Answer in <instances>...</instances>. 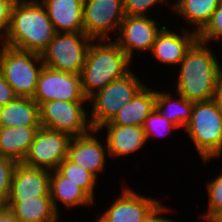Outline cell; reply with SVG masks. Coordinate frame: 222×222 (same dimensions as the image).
Listing matches in <instances>:
<instances>
[{"label":"cell","mask_w":222,"mask_h":222,"mask_svg":"<svg viewBox=\"0 0 222 222\" xmlns=\"http://www.w3.org/2000/svg\"><path fill=\"white\" fill-rule=\"evenodd\" d=\"M56 33L40 0H16L4 45L42 54Z\"/></svg>","instance_id":"1"},{"label":"cell","mask_w":222,"mask_h":222,"mask_svg":"<svg viewBox=\"0 0 222 222\" xmlns=\"http://www.w3.org/2000/svg\"><path fill=\"white\" fill-rule=\"evenodd\" d=\"M216 56L208 43L197 39L178 65L176 93L193 102L212 100L221 68Z\"/></svg>","instance_id":"2"},{"label":"cell","mask_w":222,"mask_h":222,"mask_svg":"<svg viewBox=\"0 0 222 222\" xmlns=\"http://www.w3.org/2000/svg\"><path fill=\"white\" fill-rule=\"evenodd\" d=\"M109 40H93L87 51L80 73L82 91L87 99L131 71V59L114 41Z\"/></svg>","instance_id":"3"},{"label":"cell","mask_w":222,"mask_h":222,"mask_svg":"<svg viewBox=\"0 0 222 222\" xmlns=\"http://www.w3.org/2000/svg\"><path fill=\"white\" fill-rule=\"evenodd\" d=\"M204 163L222 156V106L214 99L194 102L185 128Z\"/></svg>","instance_id":"4"},{"label":"cell","mask_w":222,"mask_h":222,"mask_svg":"<svg viewBox=\"0 0 222 222\" xmlns=\"http://www.w3.org/2000/svg\"><path fill=\"white\" fill-rule=\"evenodd\" d=\"M43 67L41 54L0 45V71L17 96H34Z\"/></svg>","instance_id":"5"},{"label":"cell","mask_w":222,"mask_h":222,"mask_svg":"<svg viewBox=\"0 0 222 222\" xmlns=\"http://www.w3.org/2000/svg\"><path fill=\"white\" fill-rule=\"evenodd\" d=\"M145 84L133 71L120 79L109 83L105 88L92 95L88 101L92 104L89 120L92 129L98 130L130 102Z\"/></svg>","instance_id":"6"},{"label":"cell","mask_w":222,"mask_h":222,"mask_svg":"<svg viewBox=\"0 0 222 222\" xmlns=\"http://www.w3.org/2000/svg\"><path fill=\"white\" fill-rule=\"evenodd\" d=\"M92 41L84 32H57L42 52V61L55 70L80 74Z\"/></svg>","instance_id":"7"},{"label":"cell","mask_w":222,"mask_h":222,"mask_svg":"<svg viewBox=\"0 0 222 222\" xmlns=\"http://www.w3.org/2000/svg\"><path fill=\"white\" fill-rule=\"evenodd\" d=\"M84 105L86 102L58 100L43 102L39 105L40 125L71 137L85 135L92 130V127Z\"/></svg>","instance_id":"8"},{"label":"cell","mask_w":222,"mask_h":222,"mask_svg":"<svg viewBox=\"0 0 222 222\" xmlns=\"http://www.w3.org/2000/svg\"><path fill=\"white\" fill-rule=\"evenodd\" d=\"M72 137L57 130L40 127L22 163L29 167L56 170L68 157Z\"/></svg>","instance_id":"9"},{"label":"cell","mask_w":222,"mask_h":222,"mask_svg":"<svg viewBox=\"0 0 222 222\" xmlns=\"http://www.w3.org/2000/svg\"><path fill=\"white\" fill-rule=\"evenodd\" d=\"M125 18L123 0H84V33L93 40H108L111 31L118 33Z\"/></svg>","instance_id":"10"},{"label":"cell","mask_w":222,"mask_h":222,"mask_svg":"<svg viewBox=\"0 0 222 222\" xmlns=\"http://www.w3.org/2000/svg\"><path fill=\"white\" fill-rule=\"evenodd\" d=\"M38 105L47 101L89 102L82 91L80 74L43 67L32 97Z\"/></svg>","instance_id":"11"},{"label":"cell","mask_w":222,"mask_h":222,"mask_svg":"<svg viewBox=\"0 0 222 222\" xmlns=\"http://www.w3.org/2000/svg\"><path fill=\"white\" fill-rule=\"evenodd\" d=\"M96 219L97 222H147L162 205L131 188H122L120 196Z\"/></svg>","instance_id":"12"},{"label":"cell","mask_w":222,"mask_h":222,"mask_svg":"<svg viewBox=\"0 0 222 222\" xmlns=\"http://www.w3.org/2000/svg\"><path fill=\"white\" fill-rule=\"evenodd\" d=\"M159 24V21L149 16L125 15L118 33H114L117 35L114 42L133 60L134 50L151 52L153 43L162 30L157 26Z\"/></svg>","instance_id":"13"},{"label":"cell","mask_w":222,"mask_h":222,"mask_svg":"<svg viewBox=\"0 0 222 222\" xmlns=\"http://www.w3.org/2000/svg\"><path fill=\"white\" fill-rule=\"evenodd\" d=\"M51 171L17 163L7 203H18L38 196H50Z\"/></svg>","instance_id":"14"},{"label":"cell","mask_w":222,"mask_h":222,"mask_svg":"<svg viewBox=\"0 0 222 222\" xmlns=\"http://www.w3.org/2000/svg\"><path fill=\"white\" fill-rule=\"evenodd\" d=\"M100 133L92 129L89 133L72 137L68 147V159L83 169L88 170L97 178V173L102 172L108 156L107 144H101L95 135ZM106 148V149H105Z\"/></svg>","instance_id":"15"},{"label":"cell","mask_w":222,"mask_h":222,"mask_svg":"<svg viewBox=\"0 0 222 222\" xmlns=\"http://www.w3.org/2000/svg\"><path fill=\"white\" fill-rule=\"evenodd\" d=\"M151 50L152 56L164 65L178 66L184 59L186 52L198 39V34L192 30L182 28V34L161 26Z\"/></svg>","instance_id":"16"},{"label":"cell","mask_w":222,"mask_h":222,"mask_svg":"<svg viewBox=\"0 0 222 222\" xmlns=\"http://www.w3.org/2000/svg\"><path fill=\"white\" fill-rule=\"evenodd\" d=\"M106 128L105 141L108 157L111 159L128 156L147 143L145 132L141 126L134 125H102L98 131Z\"/></svg>","instance_id":"17"},{"label":"cell","mask_w":222,"mask_h":222,"mask_svg":"<svg viewBox=\"0 0 222 222\" xmlns=\"http://www.w3.org/2000/svg\"><path fill=\"white\" fill-rule=\"evenodd\" d=\"M54 25L56 32H84V0H40Z\"/></svg>","instance_id":"18"},{"label":"cell","mask_w":222,"mask_h":222,"mask_svg":"<svg viewBox=\"0 0 222 222\" xmlns=\"http://www.w3.org/2000/svg\"><path fill=\"white\" fill-rule=\"evenodd\" d=\"M155 100L156 90L144 85L110 122L103 125H134L142 127L144 120L155 109Z\"/></svg>","instance_id":"19"},{"label":"cell","mask_w":222,"mask_h":222,"mask_svg":"<svg viewBox=\"0 0 222 222\" xmlns=\"http://www.w3.org/2000/svg\"><path fill=\"white\" fill-rule=\"evenodd\" d=\"M40 127H0V156L23 162Z\"/></svg>","instance_id":"20"},{"label":"cell","mask_w":222,"mask_h":222,"mask_svg":"<svg viewBox=\"0 0 222 222\" xmlns=\"http://www.w3.org/2000/svg\"><path fill=\"white\" fill-rule=\"evenodd\" d=\"M50 197L55 211L60 214L58 201L64 207L75 208L76 206H91L94 200L77 184L68 181L57 169L51 171Z\"/></svg>","instance_id":"21"},{"label":"cell","mask_w":222,"mask_h":222,"mask_svg":"<svg viewBox=\"0 0 222 222\" xmlns=\"http://www.w3.org/2000/svg\"><path fill=\"white\" fill-rule=\"evenodd\" d=\"M20 222H58L60 215L55 211L50 196H38L18 203H6Z\"/></svg>","instance_id":"22"},{"label":"cell","mask_w":222,"mask_h":222,"mask_svg":"<svg viewBox=\"0 0 222 222\" xmlns=\"http://www.w3.org/2000/svg\"><path fill=\"white\" fill-rule=\"evenodd\" d=\"M41 126L39 105L31 97L17 96L2 107L0 127Z\"/></svg>","instance_id":"23"},{"label":"cell","mask_w":222,"mask_h":222,"mask_svg":"<svg viewBox=\"0 0 222 222\" xmlns=\"http://www.w3.org/2000/svg\"><path fill=\"white\" fill-rule=\"evenodd\" d=\"M176 1V2H175ZM173 0L171 9L174 13L193 25L192 31L199 34L210 22L212 14L221 0Z\"/></svg>","instance_id":"24"},{"label":"cell","mask_w":222,"mask_h":222,"mask_svg":"<svg viewBox=\"0 0 222 222\" xmlns=\"http://www.w3.org/2000/svg\"><path fill=\"white\" fill-rule=\"evenodd\" d=\"M178 99L170 92L156 91L155 110L178 128H186L190 123L193 101H189L181 94Z\"/></svg>","instance_id":"25"},{"label":"cell","mask_w":222,"mask_h":222,"mask_svg":"<svg viewBox=\"0 0 222 222\" xmlns=\"http://www.w3.org/2000/svg\"><path fill=\"white\" fill-rule=\"evenodd\" d=\"M57 170L68 181H72L81 187L93 200L95 199V184L97 178L88 170L83 169L81 166L74 164L68 158H65L58 166Z\"/></svg>","instance_id":"26"},{"label":"cell","mask_w":222,"mask_h":222,"mask_svg":"<svg viewBox=\"0 0 222 222\" xmlns=\"http://www.w3.org/2000/svg\"><path fill=\"white\" fill-rule=\"evenodd\" d=\"M215 179L207 182L208 192V210L202 214L205 221H212L218 214L222 212V172Z\"/></svg>","instance_id":"27"},{"label":"cell","mask_w":222,"mask_h":222,"mask_svg":"<svg viewBox=\"0 0 222 222\" xmlns=\"http://www.w3.org/2000/svg\"><path fill=\"white\" fill-rule=\"evenodd\" d=\"M142 128L145 132L147 142L152 136L163 137L169 134L168 132L172 129H179L172 122L162 117L155 109L144 120Z\"/></svg>","instance_id":"28"},{"label":"cell","mask_w":222,"mask_h":222,"mask_svg":"<svg viewBox=\"0 0 222 222\" xmlns=\"http://www.w3.org/2000/svg\"><path fill=\"white\" fill-rule=\"evenodd\" d=\"M16 164L15 160L0 156V208L5 207L8 201L12 174Z\"/></svg>","instance_id":"29"},{"label":"cell","mask_w":222,"mask_h":222,"mask_svg":"<svg viewBox=\"0 0 222 222\" xmlns=\"http://www.w3.org/2000/svg\"><path fill=\"white\" fill-rule=\"evenodd\" d=\"M222 38V0L212 14L210 22L198 34V39L210 45L214 40Z\"/></svg>","instance_id":"30"},{"label":"cell","mask_w":222,"mask_h":222,"mask_svg":"<svg viewBox=\"0 0 222 222\" xmlns=\"http://www.w3.org/2000/svg\"><path fill=\"white\" fill-rule=\"evenodd\" d=\"M169 2L167 0H123L125 15L147 16L156 4ZM152 7V8H151Z\"/></svg>","instance_id":"31"},{"label":"cell","mask_w":222,"mask_h":222,"mask_svg":"<svg viewBox=\"0 0 222 222\" xmlns=\"http://www.w3.org/2000/svg\"><path fill=\"white\" fill-rule=\"evenodd\" d=\"M16 0H0V40L5 44L10 26L11 10Z\"/></svg>","instance_id":"32"},{"label":"cell","mask_w":222,"mask_h":222,"mask_svg":"<svg viewBox=\"0 0 222 222\" xmlns=\"http://www.w3.org/2000/svg\"><path fill=\"white\" fill-rule=\"evenodd\" d=\"M17 95L14 93L12 87L6 82L2 72L0 71V105L5 106L12 102Z\"/></svg>","instance_id":"33"},{"label":"cell","mask_w":222,"mask_h":222,"mask_svg":"<svg viewBox=\"0 0 222 222\" xmlns=\"http://www.w3.org/2000/svg\"><path fill=\"white\" fill-rule=\"evenodd\" d=\"M169 211V208H166L165 205H161L147 220V222H177L175 220L164 217L162 214Z\"/></svg>","instance_id":"34"},{"label":"cell","mask_w":222,"mask_h":222,"mask_svg":"<svg viewBox=\"0 0 222 222\" xmlns=\"http://www.w3.org/2000/svg\"><path fill=\"white\" fill-rule=\"evenodd\" d=\"M213 99L222 106V67L220 68L216 78L215 93Z\"/></svg>","instance_id":"35"},{"label":"cell","mask_w":222,"mask_h":222,"mask_svg":"<svg viewBox=\"0 0 222 222\" xmlns=\"http://www.w3.org/2000/svg\"><path fill=\"white\" fill-rule=\"evenodd\" d=\"M0 222H20L6 207L0 208Z\"/></svg>","instance_id":"36"},{"label":"cell","mask_w":222,"mask_h":222,"mask_svg":"<svg viewBox=\"0 0 222 222\" xmlns=\"http://www.w3.org/2000/svg\"><path fill=\"white\" fill-rule=\"evenodd\" d=\"M213 222H222V212L218 214L213 220Z\"/></svg>","instance_id":"37"},{"label":"cell","mask_w":222,"mask_h":222,"mask_svg":"<svg viewBox=\"0 0 222 222\" xmlns=\"http://www.w3.org/2000/svg\"><path fill=\"white\" fill-rule=\"evenodd\" d=\"M2 107H3V106H1V105H0V123H1V113H2Z\"/></svg>","instance_id":"38"}]
</instances>
